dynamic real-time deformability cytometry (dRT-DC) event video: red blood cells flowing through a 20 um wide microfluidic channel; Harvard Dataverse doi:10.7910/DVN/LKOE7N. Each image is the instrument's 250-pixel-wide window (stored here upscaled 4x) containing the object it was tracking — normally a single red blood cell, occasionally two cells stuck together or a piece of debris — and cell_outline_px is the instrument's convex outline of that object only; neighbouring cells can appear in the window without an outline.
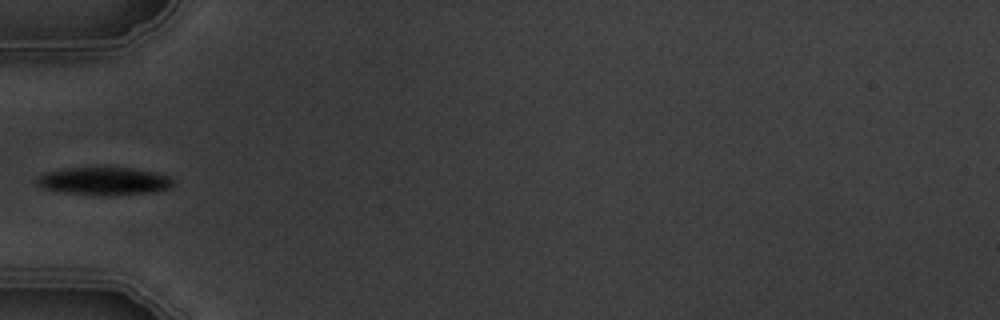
{"species": "common noctule bat (a hibernating species)", "species_latin": "Nyctalus noctula", "temperature_condition": "warm", "stored_images_in_passage": 3, "camera_frame_rate_fps": 3000, "um_per_image_px": 0.085, "animal": {"sex": "male", "body_mass_g": 19.5, "forearm_length_mm": 54.6}, "frame": {"image": 1, "passage_image": 3, "time_ms": 2.333, "image_size_px": [1000, 320], "cell_outline_px": [[176, 184], [168, 188], [156, 192], [64, 192], [44, 188], [36, 180], [36, 176], [48, 172], [68, 168], [132, 168], [152, 172], [168, 176], [176, 180]], "centroid_in_image_um": [8.9, 15.34], "position_along_channel_um": 76.1, "area_um2": 20.63}}